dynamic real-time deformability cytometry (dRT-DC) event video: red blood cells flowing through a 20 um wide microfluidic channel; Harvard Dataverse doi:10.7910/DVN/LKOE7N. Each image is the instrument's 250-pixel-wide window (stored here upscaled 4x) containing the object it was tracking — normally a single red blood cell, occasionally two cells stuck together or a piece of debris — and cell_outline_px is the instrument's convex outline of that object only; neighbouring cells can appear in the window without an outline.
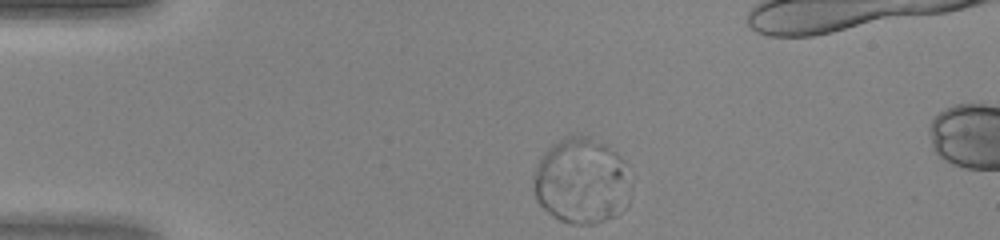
{"species": "human", "species_latin": "Homo sapiens", "temperature_condition": "warm", "stored_images_in_passage": 6, "camera_frame_rate_fps": 3000, "um_per_image_px": 0.085, "donor": {"sex": "female"}, "frame": {"image": 1, "passage_image": 1, "time_ms": 0.0, "image_size_px": [1000, 240], "cell_outline_px": [[628, 204], [616, 216], [592, 224], [568, 224], [552, 216], [536, 200], [532, 188], [532, 180], [540, 160], [544, 152], [552, 144], [564, 136], [580, 132], [608, 144], [624, 160], [628, 200]], "centroid_in_image_um": [49.38, 15.35], "position_along_channel_um": 35.6, "area_um2": 49.07}}